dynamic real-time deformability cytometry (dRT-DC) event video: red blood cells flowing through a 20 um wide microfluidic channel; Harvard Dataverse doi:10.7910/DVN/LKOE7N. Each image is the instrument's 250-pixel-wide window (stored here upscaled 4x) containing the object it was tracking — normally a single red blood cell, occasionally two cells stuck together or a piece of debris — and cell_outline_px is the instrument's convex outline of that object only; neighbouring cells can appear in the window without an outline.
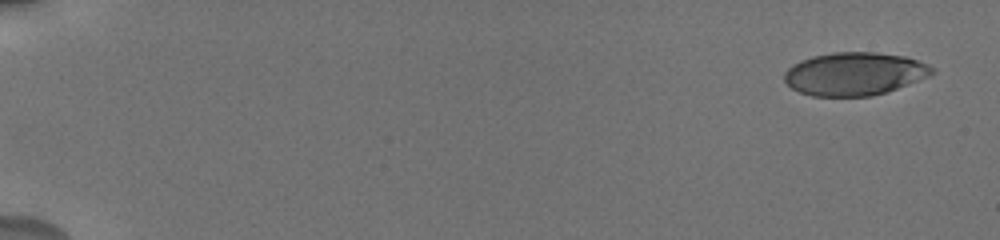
{"species": "human", "species_latin": "Homo sapiens", "temperature_condition": "cold", "stored_images_in_passage": 11, "camera_frame_rate_fps": 3000, "um_per_image_px": 0.085, "donor": {"sex": "male"}, "frame": {"image": 1, "passage_image": 1, "time_ms": 0.0, "image_size_px": [1000, 240], "cell_outline_px": [[936, 72], [928, 76], [888, 92], [872, 96], [812, 96], [800, 92], [792, 88], [784, 80], [784, 72], [792, 64], [800, 60], [812, 56], [832, 52], [876, 52], [904, 56], [928, 64]], "centroid_in_image_um": [72.61, 6.27], "position_along_channel_um": 12.4, "area_um2": 37.11}}
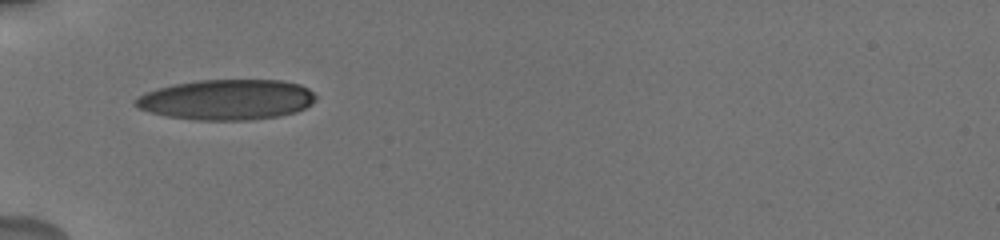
{"frame": {"image": 2, "passage_image": 10, "time_ms": 6.0, "image_size_px": [1000, 240], "cell_outline_px": [[316, 100], [312, 104], [296, 112], [280, 116], [248, 120], [196, 120], [168, 116], [148, 112], [136, 108], [132, 104], [132, 100], [136, 96], [144, 92], [156, 88], [176, 84], [200, 80], [280, 80], [300, 84], [308, 88], [316, 96]], "centroid_in_image_um": [19.23, 8.47], "position_along_channel_um": 65.8, "area_um2": 42.83}}
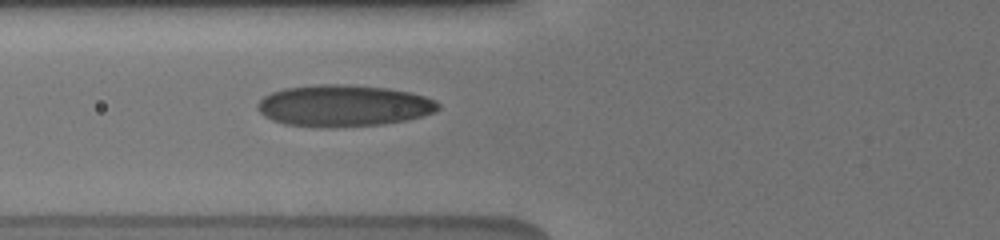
{"frame": {"image": 3, "passage_image": 11, "time_ms": 7.0, "image_size_px": [1000, 240], "cell_outline_px": [[440, 108], [436, 112], [408, 120], [384, 124], [336, 128], [320, 128], [284, 124], [272, 120], [264, 116], [256, 108], [256, 104], [264, 96], [272, 92], [284, 88], [320, 84], [348, 84], [388, 88], [408, 92], [424, 96], [436, 100], [440, 104]], "centroid_in_image_um": [29.2, 9.0], "position_along_channel_um": 96.6, "area_um2": 44.39}}